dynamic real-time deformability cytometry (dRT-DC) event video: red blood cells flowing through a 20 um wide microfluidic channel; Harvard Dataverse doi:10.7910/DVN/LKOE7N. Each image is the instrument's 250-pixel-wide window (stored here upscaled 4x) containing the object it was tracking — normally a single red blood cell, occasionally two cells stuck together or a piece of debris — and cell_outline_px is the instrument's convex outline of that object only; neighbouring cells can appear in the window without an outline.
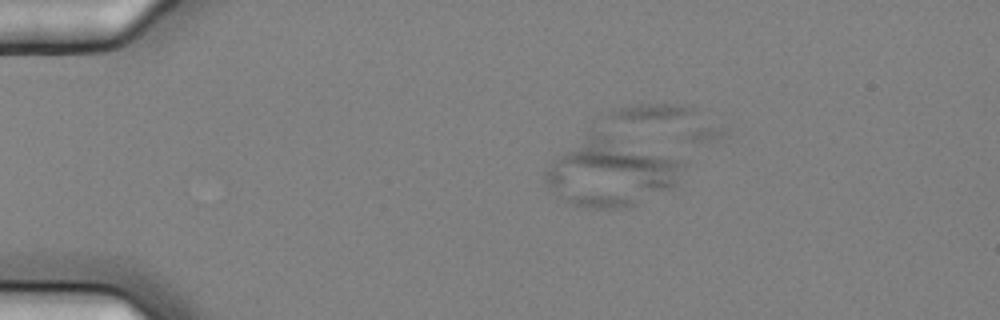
{"species": "common noctule bat (a hibernating species)", "species_latin": "Nyctalus noctula", "temperature_condition": "cold", "stored_images_in_passage": 4, "camera_frame_rate_fps": 3000, "um_per_image_px": 0.085, "animal": {"sex": "female", "body_mass_g": 25.1}, "frame": {"image": 1, "passage_image": 2, "time_ms": 0.333, "image_size_px": [1000, 320], "cell_outline_px": [[684, 164], [672, 184], [668, 188], [636, 204], [624, 208], [596, 208], [576, 204], [560, 196], [548, 188], [544, 180], [544, 168], [556, 156], [592, 132], [608, 136], [680, 160]], "centroid_in_image_um": [51.81, 14.69], "position_along_channel_um": 33.2, "area_um2": 51.9}}